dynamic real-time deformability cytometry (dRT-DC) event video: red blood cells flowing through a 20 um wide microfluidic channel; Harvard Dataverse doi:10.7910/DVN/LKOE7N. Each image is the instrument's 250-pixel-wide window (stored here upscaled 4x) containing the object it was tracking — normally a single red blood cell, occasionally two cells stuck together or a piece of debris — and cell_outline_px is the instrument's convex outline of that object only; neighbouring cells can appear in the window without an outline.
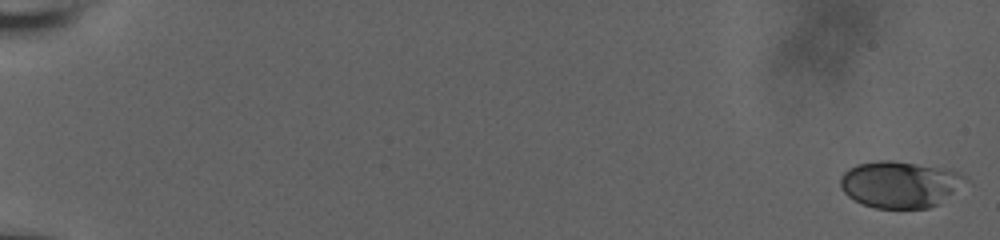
{"species": "human", "species_latin": "Homo sapiens", "temperature_condition": "room temperature", "stored_images_in_passage": 34, "camera_frame_rate_fps": 3000, "um_per_image_px": 0.085, "donor": {"sex": "male"}, "frame": {"image": 1, "passage_image": 1, "time_ms": 0.0, "image_size_px": [1000, 240], "cell_outline_px": [[968, 180], [940, 204], [928, 208], [876, 208], [864, 204], [848, 196], [840, 188], [840, 176], [848, 168], [856, 164], [880, 160], [892, 160], [916, 164], [956, 172], [964, 176]], "centroid_in_image_um": [76.44, 15.68], "position_along_channel_um": 8.6, "area_um2": 33.58}}
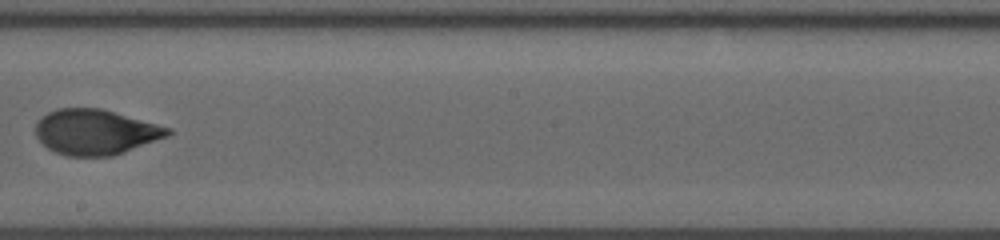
{"frame": {"image": 2, "passage_image": 18, "time_ms": 5.667, "image_size_px": [1000, 240], "cell_outline_px": [[172, 132], [168, 136], [124, 152], [112, 156], [68, 156], [56, 152], [48, 148], [36, 136], [36, 124], [48, 112], [60, 108], [100, 108], [172, 128]], "centroid_in_image_um": [8.14, 11.22], "position_along_channel_um": 240.1, "area_um2": 34.56}}
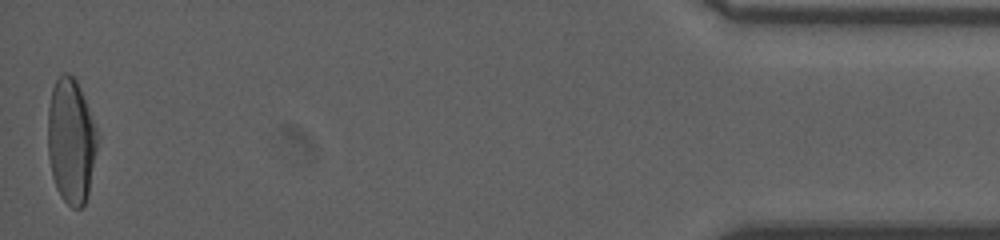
{"frame": {"image": 3, "passage_image": 34, "time_ms": 11.0, "image_size_px": [1000, 240], "cell_outline_px": [[100, 136], [88, 196], [84, 204], [80, 208], [72, 208], [60, 196], [56, 188], [52, 176], [48, 156], [48, 108], [52, 88], [60, 72], [68, 72], [76, 80]], "centroid_in_image_um": [6.05, 11.99], "position_along_channel_um": 429.2, "area_um2": 36.53}}